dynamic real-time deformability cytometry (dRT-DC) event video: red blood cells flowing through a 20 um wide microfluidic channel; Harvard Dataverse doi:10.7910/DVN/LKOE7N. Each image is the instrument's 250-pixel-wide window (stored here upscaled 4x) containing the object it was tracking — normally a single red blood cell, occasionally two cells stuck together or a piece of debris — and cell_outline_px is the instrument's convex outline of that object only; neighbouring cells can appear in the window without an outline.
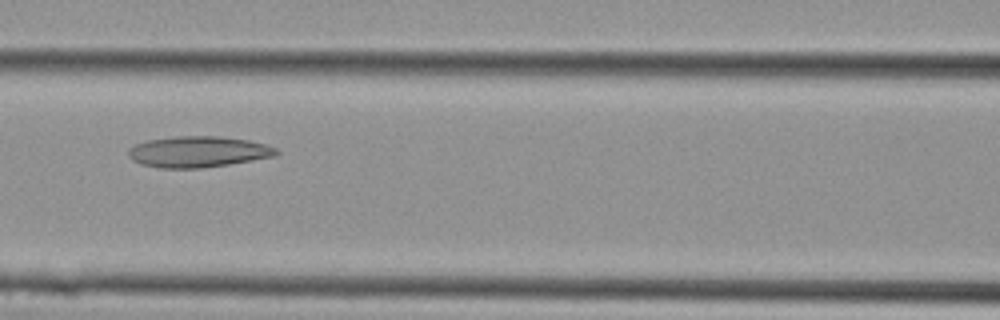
{"species": "Egyptian fruit bat (a non-hibernating species)", "species_latin": "Rousettus aegyptiacus", "temperature_condition": "cold", "stored_images_in_passage": 9, "camera_frame_rate_fps": 3000, "um_per_image_px": 0.085, "animal": {"sex": "female"}, "frame": {"image": 1, "passage_image": 6, "time_ms": 1.667, "image_size_px": [1000, 320], "cell_outline_px": [[280, 152], [276, 156], [228, 164], [200, 168], [160, 168], [140, 164], [132, 160], [128, 156], [128, 148], [136, 144], [148, 140], [176, 136], [220, 136], [248, 140], [264, 144], [276, 148]], "centroid_in_image_um": [16.82, 12.9], "position_along_channel_um": 149.8, "area_um2": 26.76}}
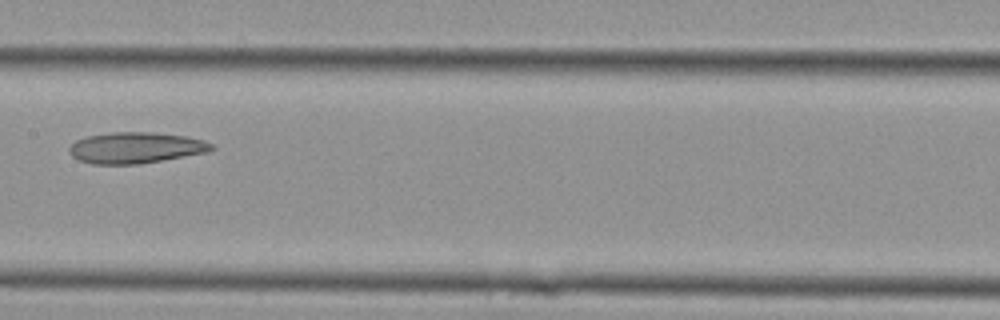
{"frame": {"image": 2, "passage_image": 8, "time_ms": 2.333, "image_size_px": [1000, 320], "cell_outline_px": [[216, 148], [208, 152], [136, 164], [92, 164], [80, 160], [72, 156], [68, 152], [68, 148], [76, 140], [84, 136], [112, 132], [152, 132], [184, 136], [204, 140], [212, 144]], "centroid_in_image_um": [11.5, 12.55], "position_along_channel_um": 195.9, "area_um2": 25.72}}